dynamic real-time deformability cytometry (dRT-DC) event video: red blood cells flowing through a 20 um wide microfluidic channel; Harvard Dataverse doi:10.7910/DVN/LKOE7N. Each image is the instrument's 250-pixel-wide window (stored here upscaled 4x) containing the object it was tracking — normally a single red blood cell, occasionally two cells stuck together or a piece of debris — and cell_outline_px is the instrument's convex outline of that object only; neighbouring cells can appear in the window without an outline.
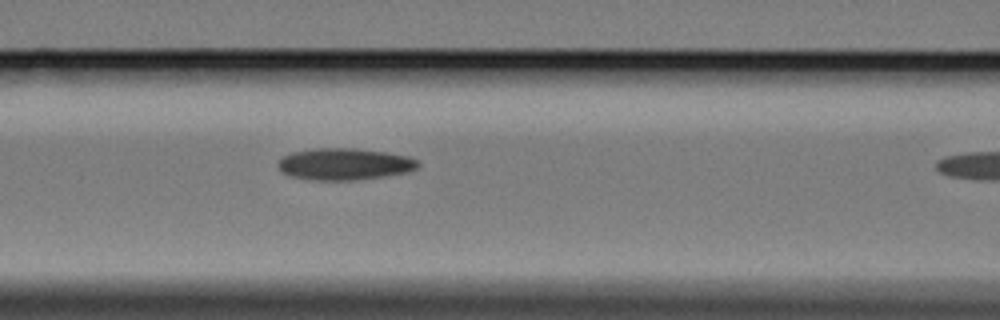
{"species": "Egyptian fruit bat (a non-hibernating species)", "species_latin": "Rousettus aegyptiacus", "temperature_condition": "cold", "stored_images_in_passage": 7, "segment_of_instrument_passage": [1, 2], "camera_frame_rate_fps": 3000, "um_per_image_px": 0.085, "animal": {"sex": "female"}, "frame": {"image": 1, "passage_image": 6, "time_ms": 6.667, "image_size_px": [1000, 320], "cell_outline_px": [[420, 164], [416, 168], [404, 172], [384, 176], [352, 180], [308, 180], [292, 176], [280, 172], [276, 164], [284, 156], [292, 152], [316, 148], [356, 148], [384, 152], [408, 156], [416, 160]], "centroid_in_image_um": [29.22, 13.94], "position_along_channel_um": 137.4, "area_um2": 25.78}}